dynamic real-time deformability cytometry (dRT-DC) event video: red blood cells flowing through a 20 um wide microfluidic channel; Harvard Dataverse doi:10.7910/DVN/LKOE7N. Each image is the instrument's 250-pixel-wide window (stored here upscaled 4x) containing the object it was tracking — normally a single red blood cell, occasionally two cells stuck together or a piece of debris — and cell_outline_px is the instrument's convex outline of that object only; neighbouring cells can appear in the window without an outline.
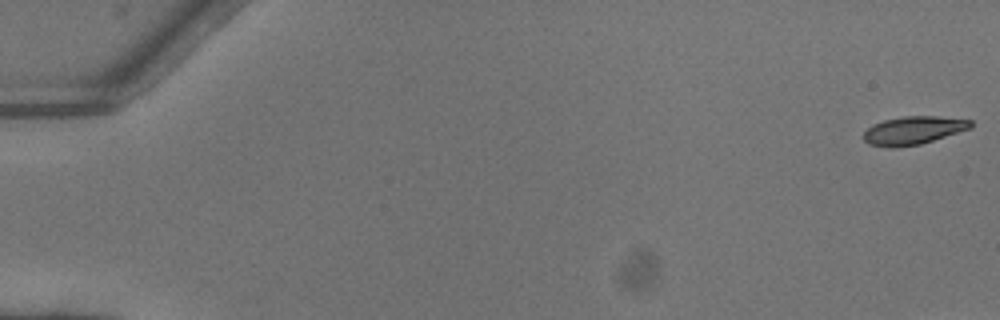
{"species": "common noctule bat (a hibernating species)", "species_latin": "Nyctalus noctula", "temperature_condition": "warm", "stored_images_in_passage": 21, "camera_frame_rate_fps": 3000, "um_per_image_px": 0.085, "animal": {"sex": "female"}, "frame": {"image": 1, "passage_image": 1, "time_ms": 0.0, "image_size_px": [1000, 320], "cell_outline_px": [[972, 128], [920, 144], [892, 148], [868, 144], [864, 140], [864, 132], [872, 124], [884, 120], [904, 116], [936, 116], [972, 120]], "centroid_in_image_um": [77.62, 11.08], "position_along_channel_um": 7.4, "area_um2": 17.51}}
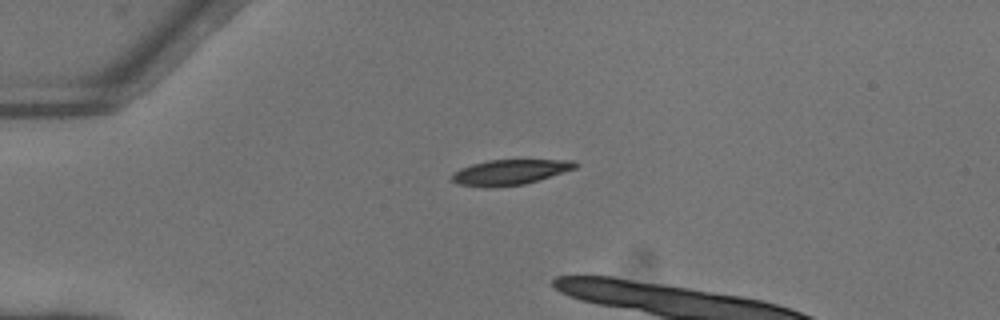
{"frame": {"image": 2, "passage_image": 14, "time_ms": 4.333, "image_size_px": [1000, 320], "cell_outline_px": [[580, 164], [576, 168], [524, 184], [492, 188], [484, 188], [460, 184], [452, 180], [452, 176], [460, 168], [472, 164], [488, 160], [572, 160]], "centroid_in_image_um": [43.34, 14.64], "position_along_channel_um": 41.7, "area_um2": 18.03}}
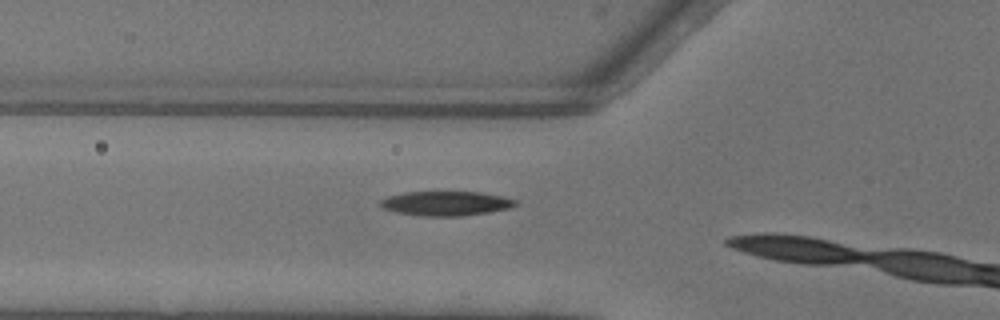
{"frame": {"image": 3, "passage_image": 20, "time_ms": 6.333, "image_size_px": [1000, 320], "cell_outline_px": [[520, 204], [512, 208], [488, 212], [460, 216], [424, 216], [396, 212], [384, 208], [376, 204], [380, 200], [388, 196], [404, 192], [480, 192], [504, 196], [520, 200]], "centroid_in_image_um": [37.96, 17.28], "position_along_channel_um": 87.8, "area_um2": 19.54}}